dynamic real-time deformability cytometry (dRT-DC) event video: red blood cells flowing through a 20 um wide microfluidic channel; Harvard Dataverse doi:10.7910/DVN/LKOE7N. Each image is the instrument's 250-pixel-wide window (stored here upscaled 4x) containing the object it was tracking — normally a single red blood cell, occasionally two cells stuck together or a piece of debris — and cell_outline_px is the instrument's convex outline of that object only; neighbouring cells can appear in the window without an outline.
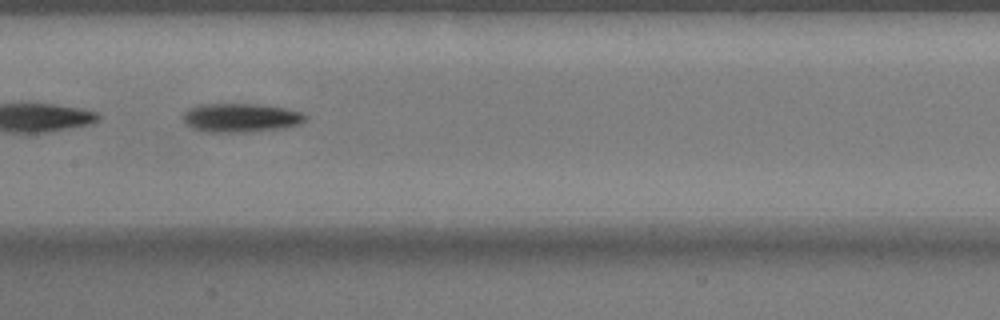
{"species": "common noctule bat (a hibernating species)", "species_latin": "Nyctalus noctula", "temperature_condition": "warm", "stored_images_in_passage": 48, "segment_of_instrument_passage": [2, 2], "camera_frame_rate_fps": 3000, "um_per_image_px": 0.085, "animal": {"sex": "male", "body_mass_g": 17.9}, "frame": {"image": 1, "passage_image": 23, "time_ms": 7.333, "image_size_px": [1000, 320], "cell_outline_px": [[308, 120], [300, 124], [284, 128], [248, 132], [208, 132], [192, 128], [184, 120], [184, 112], [188, 108], [200, 104], [256, 104], [284, 108], [300, 112], [308, 116]], "centroid_in_image_um": [20.5, 10.01], "position_along_channel_um": 186.9, "area_um2": 20.58}}
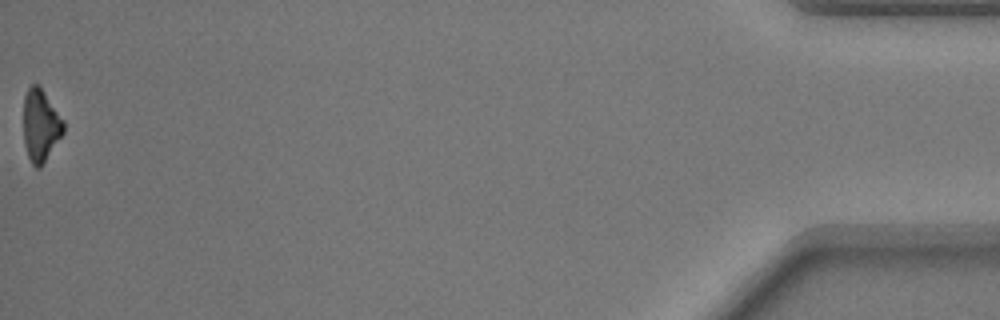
{"frame": {"image": 2, "passage_image": 48, "time_ms": 15.667, "image_size_px": [1000, 320], "cell_outline_px": [[64, 132], [40, 168], [36, 168], [32, 164], [28, 156], [24, 144], [24, 96], [28, 88], [32, 84], [40, 84], [64, 120]], "centroid_in_image_um": [3.46, 10.62], "position_along_channel_um": 431.7, "area_um2": 16.94}}